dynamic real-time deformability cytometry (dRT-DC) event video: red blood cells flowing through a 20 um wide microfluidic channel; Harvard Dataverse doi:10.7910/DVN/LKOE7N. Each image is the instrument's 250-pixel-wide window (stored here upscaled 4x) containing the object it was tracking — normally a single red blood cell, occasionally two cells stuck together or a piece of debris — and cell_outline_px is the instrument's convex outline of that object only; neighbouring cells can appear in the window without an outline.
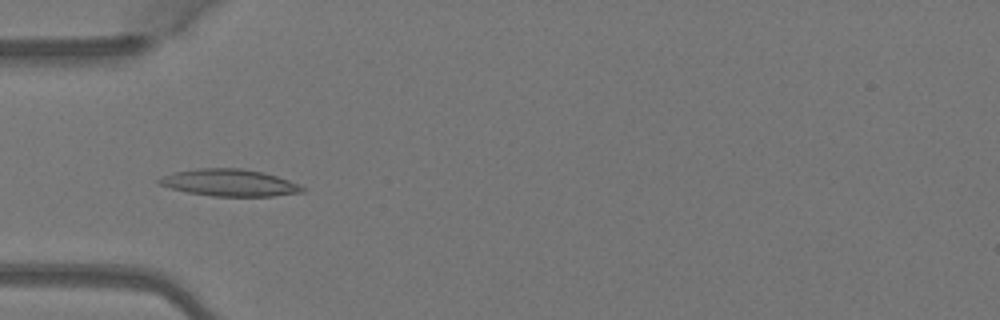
{"species": "Egyptian fruit bat (a non-hibernating species)", "species_latin": "Rousettus aegyptiacus", "temperature_condition": "warm", "stored_images_in_passage": 4, "camera_frame_rate_fps": 3000, "um_per_image_px": 0.085, "animal": {"sex": "female"}, "frame": {"image": 1, "passage_image": 4, "time_ms": 1.0, "image_size_px": [1000, 320], "cell_outline_px": [[308, 188], [304, 192], [272, 196], [212, 196], [188, 192], [172, 188], [160, 184], [156, 180], [164, 176], [176, 172], [196, 168], [240, 168], [264, 172], [300, 184]], "centroid_in_image_um": [19.57, 15.53], "position_along_channel_um": 65.4, "area_um2": 22.43}}